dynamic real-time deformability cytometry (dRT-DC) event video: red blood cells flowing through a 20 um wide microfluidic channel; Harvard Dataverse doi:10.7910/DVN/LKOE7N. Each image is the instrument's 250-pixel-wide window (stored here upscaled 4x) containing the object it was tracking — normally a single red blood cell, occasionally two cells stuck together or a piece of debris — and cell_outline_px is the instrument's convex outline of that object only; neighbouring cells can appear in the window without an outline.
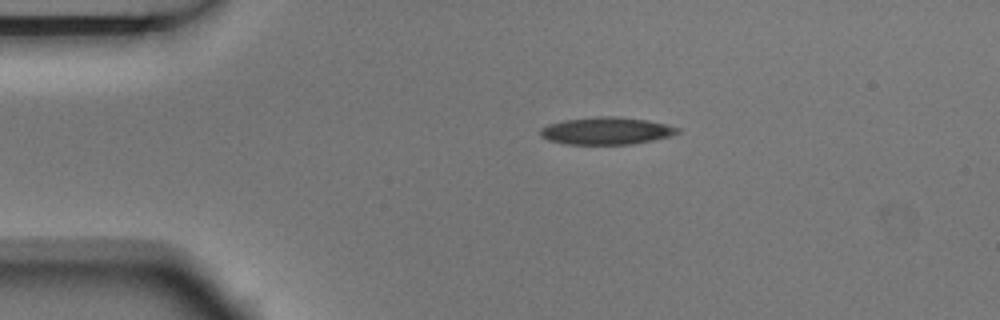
{"species": "Egyptian fruit bat (a non-hibernating species)", "species_latin": "Rousettus aegyptiacus", "temperature_condition": "room temperature", "stored_images_in_passage": 3, "camera_frame_rate_fps": 3000, "um_per_image_px": 0.085, "animal": {"sex": "male"}, "frame": {"image": 1, "passage_image": 2, "time_ms": 0.333, "image_size_px": [1000, 320], "cell_outline_px": [[680, 132], [672, 136], [632, 144], [564, 144], [548, 140], [540, 136], [540, 128], [548, 124], [564, 120], [596, 116], [616, 116], [648, 120], [680, 128]], "centroid_in_image_um": [51.53, 11.12], "position_along_channel_um": 33.5, "area_um2": 21.96}}